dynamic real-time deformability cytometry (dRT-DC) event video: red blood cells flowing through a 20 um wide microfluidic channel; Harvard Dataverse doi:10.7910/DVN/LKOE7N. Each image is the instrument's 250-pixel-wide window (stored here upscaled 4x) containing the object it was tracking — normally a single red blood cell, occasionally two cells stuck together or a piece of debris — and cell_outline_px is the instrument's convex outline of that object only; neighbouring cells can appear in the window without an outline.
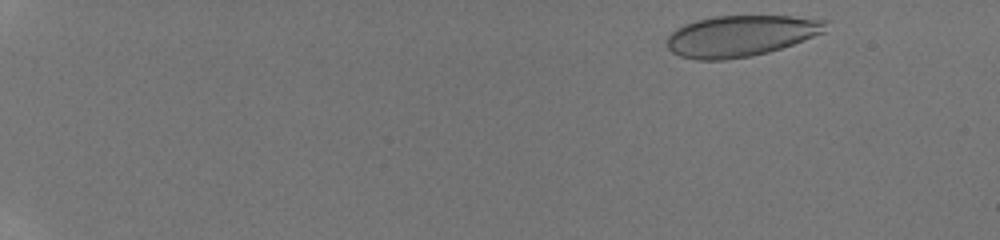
{"species": "human", "species_latin": "Homo sapiens", "temperature_condition": "room temperature", "stored_images_in_passage": 69, "camera_frame_rate_fps": 3000, "um_per_image_px": 0.085, "donor": {"sex": "male"}, "frame": {"image": 1, "passage_image": 4, "time_ms": 0.667, "image_size_px": [1000, 240], "cell_outline_px": [[828, 20], [824, 32], [792, 44], [768, 52], [752, 56], [724, 60], [696, 60], [680, 56], [672, 52], [668, 48], [664, 40], [676, 28], [684, 24], [696, 20], [712, 16], [792, 16]], "centroid_in_image_um": [62.91, 3.05], "position_along_channel_um": 22.1, "area_um2": 38.15}}
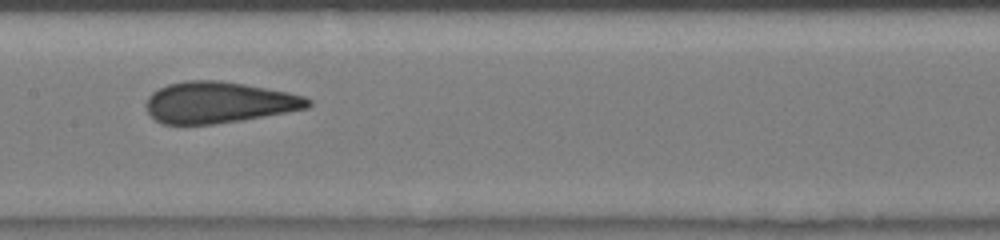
{"frame": {"image": 2, "passage_image": 44, "time_ms": 8.667, "image_size_px": [1000, 240], "cell_outline_px": [[312, 104], [308, 108], [288, 112], [240, 120], [212, 124], [160, 124], [148, 112], [144, 104], [148, 96], [152, 92], [168, 84], [184, 80], [220, 80], [244, 84], [288, 92], [304, 96], [312, 100]], "centroid_in_image_um": [18.58, 8.7], "position_along_channel_um": 188.8, "area_um2": 39.02}}
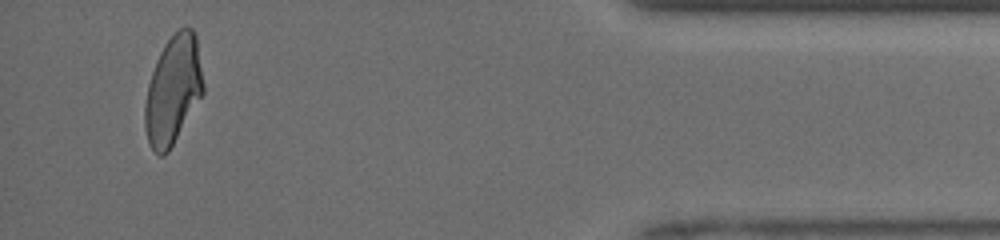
{"frame": {"image": 3, "passage_image": 66, "time_ms": 15.333, "image_size_px": [1000, 240], "cell_outline_px": [[204, 92], [168, 152], [164, 156], [160, 156], [152, 148], [148, 140], [144, 124], [144, 104], [148, 84], [156, 60], [164, 44], [184, 24], [192, 28], [196, 36], [204, 84]], "centroid_in_image_um": [14.71, 7.63], "position_along_channel_um": 420.5, "area_um2": 36.76}, "authors_computed_cell_mechanics": {"area_um2": 38.6104, "velocity_mm_per_s": 4.155, "shape_relaxation_time_tau1_ms": 7.5137, "shape_relaxation_time_tau2_ms": 0.8204, "deformation_change_tau1": 0.1727, "deformation_change_tau2": 0.0695}}